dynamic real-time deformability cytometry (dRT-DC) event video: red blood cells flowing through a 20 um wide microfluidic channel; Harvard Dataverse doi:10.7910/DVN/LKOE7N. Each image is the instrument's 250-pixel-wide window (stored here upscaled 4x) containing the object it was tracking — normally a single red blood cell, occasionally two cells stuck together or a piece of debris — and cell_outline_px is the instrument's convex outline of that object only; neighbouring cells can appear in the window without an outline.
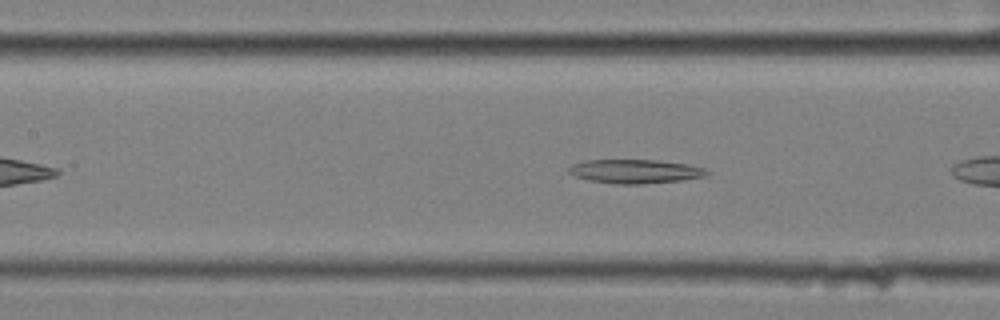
{"species": "common noctule bat (a hibernating species)", "species_latin": "Nyctalus noctula", "temperature_condition": "cold", "stored_images_in_passage": 10, "camera_frame_rate_fps": 3000, "um_per_image_px": 0.085, "animal": {"sex": "female", "body_mass_g": 25.1}, "frame": {"image": 1, "passage_image": 5, "time_ms": 1.333, "image_size_px": [1000, 320], "cell_outline_px": [[708, 172], [704, 176], [680, 180], [640, 184], [616, 184], [588, 180], [576, 176], [568, 172], [568, 168], [572, 164], [584, 160], [656, 160], [688, 164], [704, 168]], "centroid_in_image_um": [53.94, 14.56], "position_along_channel_um": 153.5, "area_um2": 19.07}}
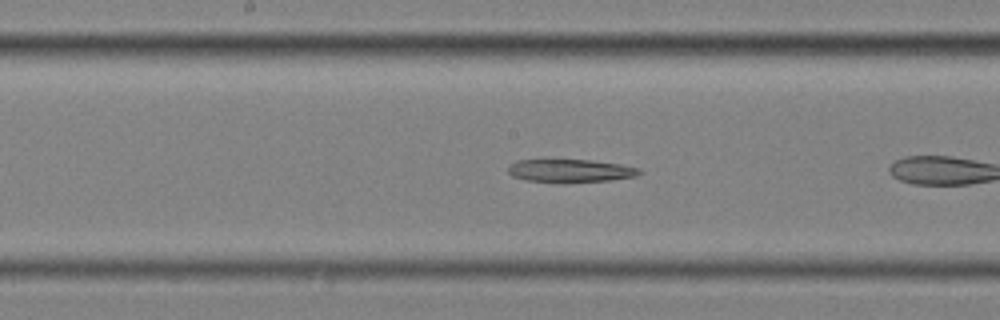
{"frame": {"image": 2, "passage_image": 9, "time_ms": 2.667, "image_size_px": [1000, 320], "cell_outline_px": [[644, 172], [636, 176], [612, 180], [556, 184], [528, 180], [512, 176], [508, 172], [508, 168], [516, 160], [588, 160], [620, 164], [640, 168]], "centroid_in_image_um": [48.51, 14.54], "position_along_channel_um": 199.7, "area_um2": 17.92}}